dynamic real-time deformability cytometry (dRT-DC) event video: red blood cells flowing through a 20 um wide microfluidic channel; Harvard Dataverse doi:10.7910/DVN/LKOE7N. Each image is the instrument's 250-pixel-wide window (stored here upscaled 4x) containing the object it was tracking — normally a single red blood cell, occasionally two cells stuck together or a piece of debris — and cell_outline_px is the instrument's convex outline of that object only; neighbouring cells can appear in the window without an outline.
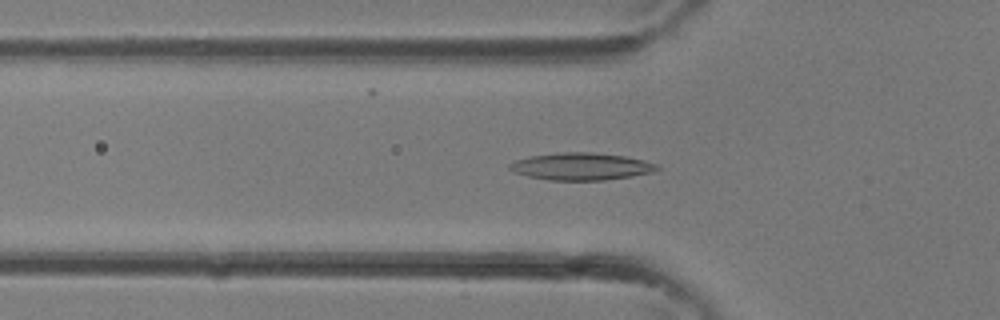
{"species": "common noctule bat (a hibernating species)", "species_latin": "Nyctalus noctula", "temperature_condition": "room temperature", "stored_images_in_passage": 27, "camera_frame_rate_fps": 3000, "um_per_image_px": 0.085, "animal": {"sex": "female"}, "frame": {"image": 1, "passage_image": 4, "time_ms": 1.0, "image_size_px": [1000, 320], "cell_outline_px": [[660, 168], [652, 172], [632, 176], [604, 180], [548, 180], [528, 176], [516, 172], [508, 168], [508, 164], [516, 160], [528, 156], [556, 152], [592, 152], [624, 156], [644, 160], [660, 164]], "centroid_in_image_um": [49.41, 14.14], "position_along_channel_um": 76.4, "area_um2": 23.52}}
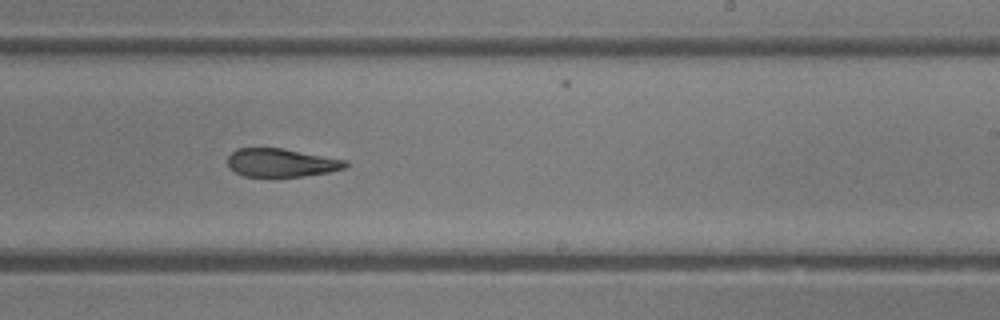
{"frame": {"image": 2, "passage_image": 14, "time_ms": 4.333, "image_size_px": [1000, 320], "cell_outline_px": [[348, 164], [344, 168], [328, 172], [304, 176], [244, 176], [236, 172], [228, 164], [228, 156], [236, 148], [280, 148], [348, 160]], "centroid_in_image_um": [23.92, 13.82], "position_along_channel_um": 265.1, "area_um2": 19.19}}
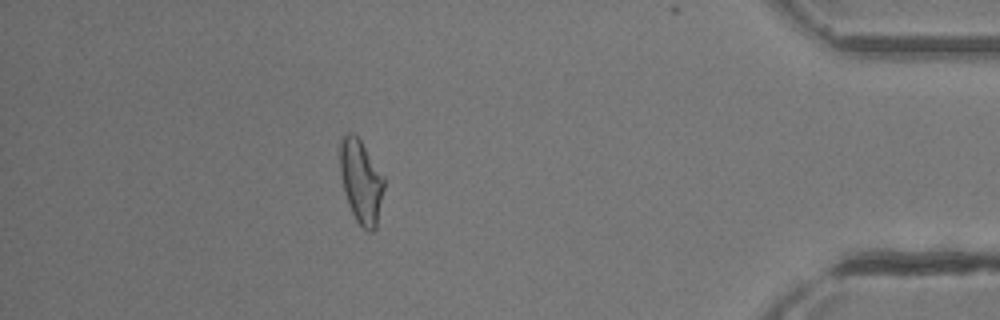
{"frame": {"image": 3, "passage_image": 24, "time_ms": 7.667, "image_size_px": [1000, 320], "cell_outline_px": [[384, 188], [376, 228], [372, 232], [368, 232], [356, 220], [348, 204], [344, 192], [340, 172], [340, 140], [344, 132], [352, 132], [360, 140], [384, 176]], "centroid_in_image_um": [30.68, 15.41], "position_along_channel_um": 404.5, "area_um2": 21.39}}